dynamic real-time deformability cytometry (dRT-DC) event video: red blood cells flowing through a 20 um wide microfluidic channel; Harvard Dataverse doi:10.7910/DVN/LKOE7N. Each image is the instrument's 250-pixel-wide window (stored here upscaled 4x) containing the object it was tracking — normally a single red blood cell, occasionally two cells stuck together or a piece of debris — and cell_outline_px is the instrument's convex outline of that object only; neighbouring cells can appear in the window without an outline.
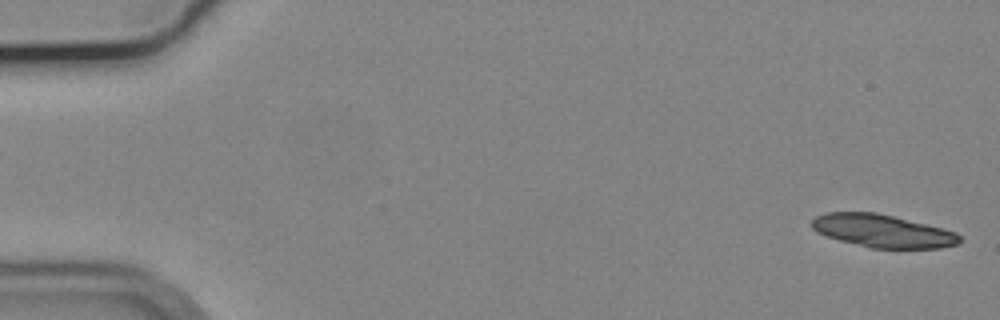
{"species": "common noctule bat (a hibernating species)", "species_latin": "Nyctalus noctula", "temperature_condition": "cold", "stored_images_in_passage": 41, "camera_frame_rate_fps": 3000, "um_per_image_px": 0.085, "animal": {"sex": "male", "body_mass_g": 19.2, "forearm_length_mm": 51.8}, "frame": {"image": 1, "passage_image": 2, "time_ms": 0.333, "image_size_px": [1000, 320], "cell_outline_px": [[960, 244], [940, 248], [872, 248], [840, 240], [816, 232], [812, 228], [812, 220], [816, 216], [824, 212], [876, 212], [944, 228], [956, 232], [960, 236]], "centroid_in_image_um": [75.04, 19.62], "position_along_channel_um": 10.0, "area_um2": 28.26}}
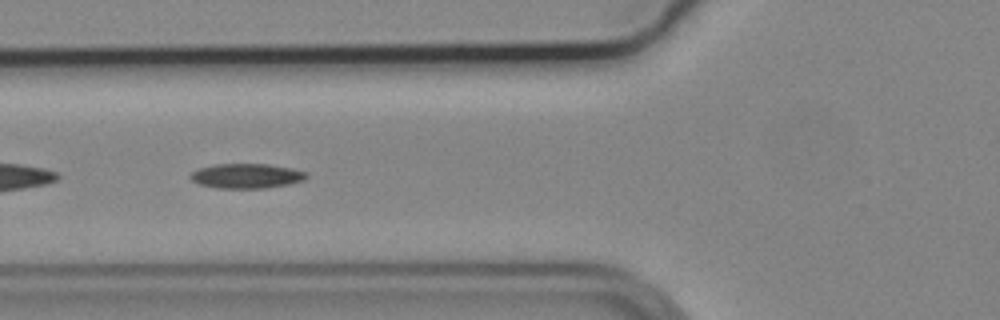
{"frame": {"image": 2, "passage_image": 22, "time_ms": 7.0, "image_size_px": [1000, 320], "cell_outline_px": [[308, 176], [304, 180], [288, 184], [264, 188], [216, 188], [200, 184], [192, 180], [188, 176], [192, 172], [200, 168], [216, 164], [268, 164], [292, 168], [308, 172]], "centroid_in_image_um": [20.97, 14.95], "position_along_channel_um": 104.8, "area_um2": 16.7}}